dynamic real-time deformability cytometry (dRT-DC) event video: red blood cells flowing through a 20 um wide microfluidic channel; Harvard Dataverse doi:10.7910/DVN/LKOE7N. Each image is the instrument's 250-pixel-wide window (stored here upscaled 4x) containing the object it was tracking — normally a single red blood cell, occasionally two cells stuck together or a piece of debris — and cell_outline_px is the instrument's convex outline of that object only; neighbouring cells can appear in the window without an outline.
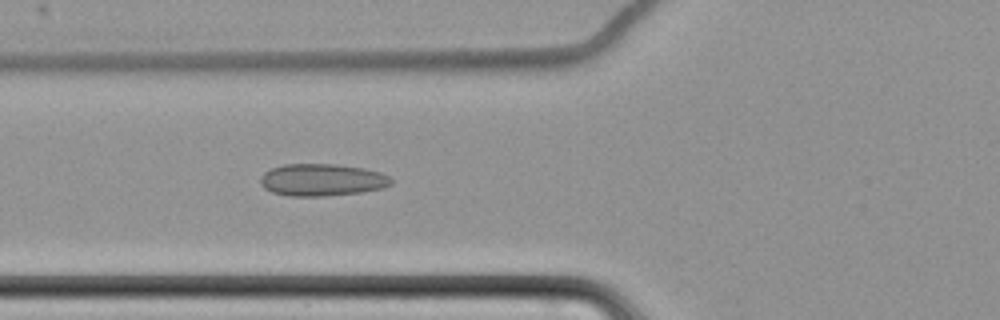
{"species": "common noctule bat (a hibernating species)", "species_latin": "Nyctalus noctula", "temperature_condition": "cold", "stored_images_in_passage": 2, "camera_frame_rate_fps": 3000, "um_per_image_px": 0.085, "animal": {"sex": "female", "body_mass_g": 22.7, "forearm_length_mm": 54.2}, "frame": {"image": 1, "passage_image": 2, "time_ms": 1.0, "image_size_px": [1000, 320], "cell_outline_px": [[392, 184], [384, 188], [360, 192], [324, 196], [288, 196], [272, 192], [264, 188], [260, 184], [260, 176], [264, 172], [272, 168], [284, 164], [336, 164], [364, 168], [380, 172], [388, 176], [392, 180]], "centroid_in_image_um": [27.35, 15.29], "position_along_channel_um": 98.4, "area_um2": 24.62}}